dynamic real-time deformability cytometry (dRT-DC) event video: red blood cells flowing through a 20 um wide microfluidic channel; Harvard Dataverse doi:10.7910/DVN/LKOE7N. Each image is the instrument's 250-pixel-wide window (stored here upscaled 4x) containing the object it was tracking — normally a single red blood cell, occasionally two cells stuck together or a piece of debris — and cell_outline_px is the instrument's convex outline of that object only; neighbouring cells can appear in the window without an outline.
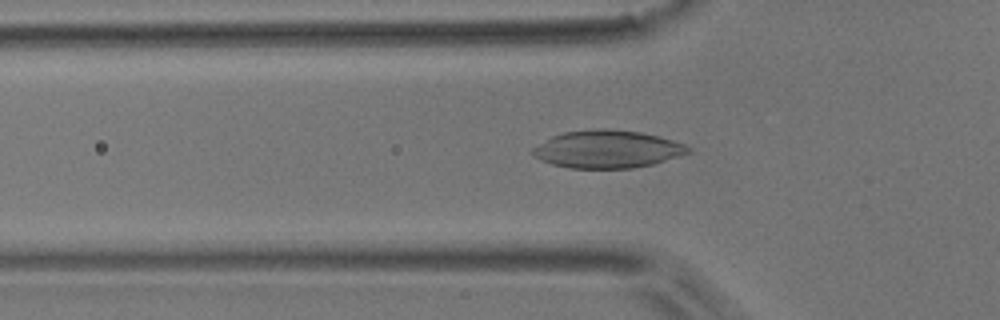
{"species": "common noctule bat (a hibernating species)", "species_latin": "Nyctalus noctula", "temperature_condition": "room temperature", "stored_images_in_passage": 42, "camera_frame_rate_fps": 3000, "um_per_image_px": 0.085, "animal": {"sex": "male", "body_mass_g": 17.9}, "frame": {"image": 1, "passage_image": 6, "time_ms": 1.667, "image_size_px": [1000, 320], "cell_outline_px": [[692, 152], [680, 156], [652, 164], [632, 168], [568, 168], [552, 164], [540, 160], [532, 152], [532, 148], [552, 136], [564, 132], [596, 128], [608, 128], [640, 132], [672, 140], [684, 144], [692, 148]], "centroid_in_image_um": [51.64, 12.68], "position_along_channel_um": 74.2, "area_um2": 34.1}}
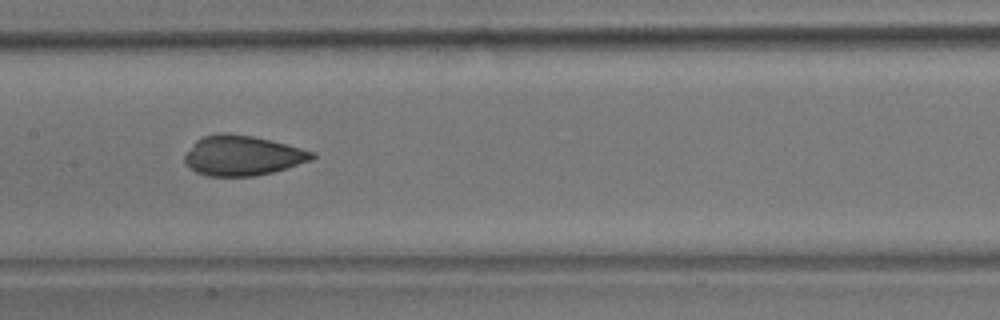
{"frame": {"image": 2, "passage_image": 15, "time_ms": 4.667, "image_size_px": [1000, 320], "cell_outline_px": [[316, 156], [312, 160], [288, 168], [256, 176], [208, 176], [196, 172], [188, 168], [184, 164], [184, 156], [196, 140], [204, 136], [220, 132], [228, 132], [252, 136], [272, 140], [300, 148], [312, 152]], "centroid_in_image_um": [20.58, 13.22], "position_along_channel_um": 186.8, "area_um2": 29.82}}
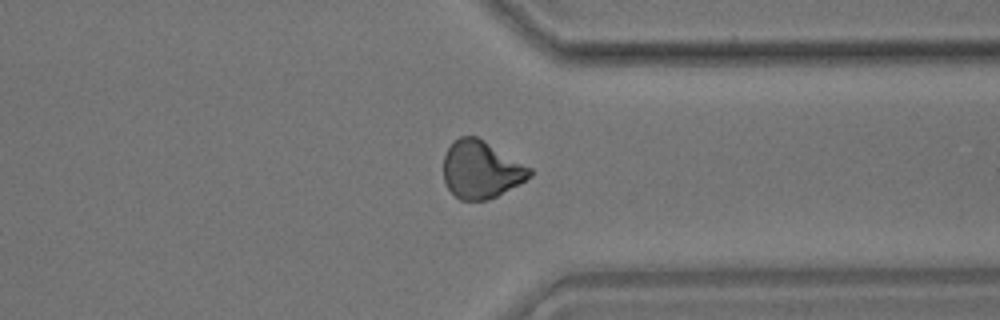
{"frame": {"image": 3, "passage_image": 30, "time_ms": 9.667, "image_size_px": [1000, 320], "cell_outline_px": [[532, 176], [520, 184], [488, 200], [460, 200], [444, 184], [444, 156], [452, 140], [460, 136], [476, 136], [484, 140], [532, 168]], "centroid_in_image_um": [40.89, 14.41], "position_along_channel_um": 370.5, "area_um2": 29.02}, "authors_computed_cell_mechanics": {"area_um2": 29.5647, "velocity_mm_per_s": 3.7168, "shape_relaxation_time_tau1_ms": 7.71, "shape_relaxation_time_tau2_ms": 1.6643, "deformation_change_tau1": 0.2274, "deformation_change_tau2": 0.0528}}